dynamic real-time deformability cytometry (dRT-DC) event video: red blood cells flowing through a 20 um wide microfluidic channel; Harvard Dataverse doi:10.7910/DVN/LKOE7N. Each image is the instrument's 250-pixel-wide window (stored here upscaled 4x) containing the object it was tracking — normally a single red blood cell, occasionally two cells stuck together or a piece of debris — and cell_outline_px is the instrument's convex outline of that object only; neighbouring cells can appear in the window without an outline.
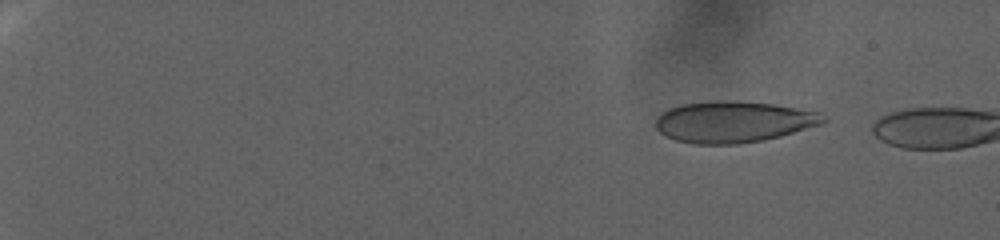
{"species": "human", "species_latin": "Homo sapiens", "temperature_condition": "warm", "stored_images_in_passage": 19, "camera_frame_rate_fps": 3000, "um_per_image_px": 0.085, "donor": {"sex": "female"}, "frame": {"image": 1, "passage_image": 14, "time_ms": 4.333, "image_size_px": [1000, 240], "cell_outline_px": [[828, 120], [824, 124], [780, 136], [764, 140], [740, 144], [692, 144], [676, 140], [660, 132], [656, 128], [656, 120], [664, 112], [680, 104], [712, 100], [736, 100], [772, 104], [820, 112], [828, 116]], "centroid_in_image_um": [62.41, 10.35], "position_along_channel_um": 22.6, "area_um2": 40.58}}